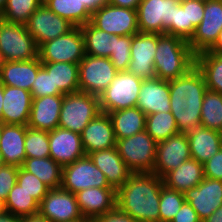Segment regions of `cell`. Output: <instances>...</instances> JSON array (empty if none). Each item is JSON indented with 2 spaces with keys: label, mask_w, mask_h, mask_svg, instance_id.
Wrapping results in <instances>:
<instances>
[{
  "label": "cell",
  "mask_w": 222,
  "mask_h": 222,
  "mask_svg": "<svg viewBox=\"0 0 222 222\" xmlns=\"http://www.w3.org/2000/svg\"><path fill=\"white\" fill-rule=\"evenodd\" d=\"M17 184L33 196L39 203L47 195L49 187L34 174L25 171L22 167L18 170Z\"/></svg>",
  "instance_id": "obj_43"
},
{
  "label": "cell",
  "mask_w": 222,
  "mask_h": 222,
  "mask_svg": "<svg viewBox=\"0 0 222 222\" xmlns=\"http://www.w3.org/2000/svg\"><path fill=\"white\" fill-rule=\"evenodd\" d=\"M117 73L109 58L85 54L78 64L79 90L99 97Z\"/></svg>",
  "instance_id": "obj_9"
},
{
  "label": "cell",
  "mask_w": 222,
  "mask_h": 222,
  "mask_svg": "<svg viewBox=\"0 0 222 222\" xmlns=\"http://www.w3.org/2000/svg\"><path fill=\"white\" fill-rule=\"evenodd\" d=\"M163 179L153 172L131 173L116 190V209L136 222H159Z\"/></svg>",
  "instance_id": "obj_1"
},
{
  "label": "cell",
  "mask_w": 222,
  "mask_h": 222,
  "mask_svg": "<svg viewBox=\"0 0 222 222\" xmlns=\"http://www.w3.org/2000/svg\"><path fill=\"white\" fill-rule=\"evenodd\" d=\"M39 214L51 222L87 220L79 210L76 195L61 187L49 189L39 203Z\"/></svg>",
  "instance_id": "obj_13"
},
{
  "label": "cell",
  "mask_w": 222,
  "mask_h": 222,
  "mask_svg": "<svg viewBox=\"0 0 222 222\" xmlns=\"http://www.w3.org/2000/svg\"><path fill=\"white\" fill-rule=\"evenodd\" d=\"M190 158L192 157L187 135L186 133H178L157 142L153 173L162 178L166 173L179 167Z\"/></svg>",
  "instance_id": "obj_17"
},
{
  "label": "cell",
  "mask_w": 222,
  "mask_h": 222,
  "mask_svg": "<svg viewBox=\"0 0 222 222\" xmlns=\"http://www.w3.org/2000/svg\"><path fill=\"white\" fill-rule=\"evenodd\" d=\"M1 64H2V60H1V58H0V71H1Z\"/></svg>",
  "instance_id": "obj_64"
},
{
  "label": "cell",
  "mask_w": 222,
  "mask_h": 222,
  "mask_svg": "<svg viewBox=\"0 0 222 222\" xmlns=\"http://www.w3.org/2000/svg\"><path fill=\"white\" fill-rule=\"evenodd\" d=\"M157 33H141L132 36L131 60L127 71L145 80L156 77L154 56Z\"/></svg>",
  "instance_id": "obj_16"
},
{
  "label": "cell",
  "mask_w": 222,
  "mask_h": 222,
  "mask_svg": "<svg viewBox=\"0 0 222 222\" xmlns=\"http://www.w3.org/2000/svg\"><path fill=\"white\" fill-rule=\"evenodd\" d=\"M27 125L3 124L0 156L3 164L21 167L26 159L25 137Z\"/></svg>",
  "instance_id": "obj_25"
},
{
  "label": "cell",
  "mask_w": 222,
  "mask_h": 222,
  "mask_svg": "<svg viewBox=\"0 0 222 222\" xmlns=\"http://www.w3.org/2000/svg\"><path fill=\"white\" fill-rule=\"evenodd\" d=\"M116 139H123L145 130L146 114L137 106L108 113Z\"/></svg>",
  "instance_id": "obj_30"
},
{
  "label": "cell",
  "mask_w": 222,
  "mask_h": 222,
  "mask_svg": "<svg viewBox=\"0 0 222 222\" xmlns=\"http://www.w3.org/2000/svg\"><path fill=\"white\" fill-rule=\"evenodd\" d=\"M222 30V0L204 2V16L188 44L195 54L207 51Z\"/></svg>",
  "instance_id": "obj_15"
},
{
  "label": "cell",
  "mask_w": 222,
  "mask_h": 222,
  "mask_svg": "<svg viewBox=\"0 0 222 222\" xmlns=\"http://www.w3.org/2000/svg\"><path fill=\"white\" fill-rule=\"evenodd\" d=\"M43 0H7L1 13L4 21L26 24Z\"/></svg>",
  "instance_id": "obj_39"
},
{
  "label": "cell",
  "mask_w": 222,
  "mask_h": 222,
  "mask_svg": "<svg viewBox=\"0 0 222 222\" xmlns=\"http://www.w3.org/2000/svg\"><path fill=\"white\" fill-rule=\"evenodd\" d=\"M85 56L81 27H74L67 34L47 41L38 47L41 62H66L79 64Z\"/></svg>",
  "instance_id": "obj_8"
},
{
  "label": "cell",
  "mask_w": 222,
  "mask_h": 222,
  "mask_svg": "<svg viewBox=\"0 0 222 222\" xmlns=\"http://www.w3.org/2000/svg\"><path fill=\"white\" fill-rule=\"evenodd\" d=\"M185 202L197 212L201 221L222 206V180L204 178L196 187L186 190Z\"/></svg>",
  "instance_id": "obj_18"
},
{
  "label": "cell",
  "mask_w": 222,
  "mask_h": 222,
  "mask_svg": "<svg viewBox=\"0 0 222 222\" xmlns=\"http://www.w3.org/2000/svg\"><path fill=\"white\" fill-rule=\"evenodd\" d=\"M107 2L113 6L137 10L141 0H107Z\"/></svg>",
  "instance_id": "obj_51"
},
{
  "label": "cell",
  "mask_w": 222,
  "mask_h": 222,
  "mask_svg": "<svg viewBox=\"0 0 222 222\" xmlns=\"http://www.w3.org/2000/svg\"><path fill=\"white\" fill-rule=\"evenodd\" d=\"M50 157L62 167L85 156L81 134L55 128L49 132Z\"/></svg>",
  "instance_id": "obj_19"
},
{
  "label": "cell",
  "mask_w": 222,
  "mask_h": 222,
  "mask_svg": "<svg viewBox=\"0 0 222 222\" xmlns=\"http://www.w3.org/2000/svg\"><path fill=\"white\" fill-rule=\"evenodd\" d=\"M26 158L50 157L49 132L27 126L24 141Z\"/></svg>",
  "instance_id": "obj_40"
},
{
  "label": "cell",
  "mask_w": 222,
  "mask_h": 222,
  "mask_svg": "<svg viewBox=\"0 0 222 222\" xmlns=\"http://www.w3.org/2000/svg\"><path fill=\"white\" fill-rule=\"evenodd\" d=\"M31 92L13 86L3 85V124L27 125L32 106Z\"/></svg>",
  "instance_id": "obj_22"
},
{
  "label": "cell",
  "mask_w": 222,
  "mask_h": 222,
  "mask_svg": "<svg viewBox=\"0 0 222 222\" xmlns=\"http://www.w3.org/2000/svg\"><path fill=\"white\" fill-rule=\"evenodd\" d=\"M92 12L106 2V0H79Z\"/></svg>",
  "instance_id": "obj_53"
},
{
  "label": "cell",
  "mask_w": 222,
  "mask_h": 222,
  "mask_svg": "<svg viewBox=\"0 0 222 222\" xmlns=\"http://www.w3.org/2000/svg\"><path fill=\"white\" fill-rule=\"evenodd\" d=\"M42 66L51 73L53 89H58L63 95L80 91L78 64L42 62Z\"/></svg>",
  "instance_id": "obj_31"
},
{
  "label": "cell",
  "mask_w": 222,
  "mask_h": 222,
  "mask_svg": "<svg viewBox=\"0 0 222 222\" xmlns=\"http://www.w3.org/2000/svg\"><path fill=\"white\" fill-rule=\"evenodd\" d=\"M79 210L89 221H94L116 209V190L114 188L92 187L75 193Z\"/></svg>",
  "instance_id": "obj_20"
},
{
  "label": "cell",
  "mask_w": 222,
  "mask_h": 222,
  "mask_svg": "<svg viewBox=\"0 0 222 222\" xmlns=\"http://www.w3.org/2000/svg\"><path fill=\"white\" fill-rule=\"evenodd\" d=\"M185 202L182 192L162 186L159 202V222H171Z\"/></svg>",
  "instance_id": "obj_41"
},
{
  "label": "cell",
  "mask_w": 222,
  "mask_h": 222,
  "mask_svg": "<svg viewBox=\"0 0 222 222\" xmlns=\"http://www.w3.org/2000/svg\"><path fill=\"white\" fill-rule=\"evenodd\" d=\"M2 106H3V85L0 83V122L2 119Z\"/></svg>",
  "instance_id": "obj_57"
},
{
  "label": "cell",
  "mask_w": 222,
  "mask_h": 222,
  "mask_svg": "<svg viewBox=\"0 0 222 222\" xmlns=\"http://www.w3.org/2000/svg\"><path fill=\"white\" fill-rule=\"evenodd\" d=\"M195 57L187 41L170 34L157 33L154 56L157 78L169 81L185 75L195 66Z\"/></svg>",
  "instance_id": "obj_3"
},
{
  "label": "cell",
  "mask_w": 222,
  "mask_h": 222,
  "mask_svg": "<svg viewBox=\"0 0 222 222\" xmlns=\"http://www.w3.org/2000/svg\"><path fill=\"white\" fill-rule=\"evenodd\" d=\"M145 131L160 142L179 133L175 118L171 112H158L146 116Z\"/></svg>",
  "instance_id": "obj_37"
},
{
  "label": "cell",
  "mask_w": 222,
  "mask_h": 222,
  "mask_svg": "<svg viewBox=\"0 0 222 222\" xmlns=\"http://www.w3.org/2000/svg\"><path fill=\"white\" fill-rule=\"evenodd\" d=\"M195 28L193 24H188L187 7H181V4H179L175 8L174 23L166 31V34L179 37L188 42L194 34Z\"/></svg>",
  "instance_id": "obj_44"
},
{
  "label": "cell",
  "mask_w": 222,
  "mask_h": 222,
  "mask_svg": "<svg viewBox=\"0 0 222 222\" xmlns=\"http://www.w3.org/2000/svg\"><path fill=\"white\" fill-rule=\"evenodd\" d=\"M43 3L52 12L67 19L75 27L90 22L92 12L79 0H43Z\"/></svg>",
  "instance_id": "obj_35"
},
{
  "label": "cell",
  "mask_w": 222,
  "mask_h": 222,
  "mask_svg": "<svg viewBox=\"0 0 222 222\" xmlns=\"http://www.w3.org/2000/svg\"><path fill=\"white\" fill-rule=\"evenodd\" d=\"M195 66L202 73L207 90L222 94V54L200 52L196 54Z\"/></svg>",
  "instance_id": "obj_32"
},
{
  "label": "cell",
  "mask_w": 222,
  "mask_h": 222,
  "mask_svg": "<svg viewBox=\"0 0 222 222\" xmlns=\"http://www.w3.org/2000/svg\"><path fill=\"white\" fill-rule=\"evenodd\" d=\"M85 155L116 147V137L108 113L101 112L81 132Z\"/></svg>",
  "instance_id": "obj_21"
},
{
  "label": "cell",
  "mask_w": 222,
  "mask_h": 222,
  "mask_svg": "<svg viewBox=\"0 0 222 222\" xmlns=\"http://www.w3.org/2000/svg\"><path fill=\"white\" fill-rule=\"evenodd\" d=\"M90 23L118 36H133L139 32L137 10L113 6L107 1L92 11Z\"/></svg>",
  "instance_id": "obj_10"
},
{
  "label": "cell",
  "mask_w": 222,
  "mask_h": 222,
  "mask_svg": "<svg viewBox=\"0 0 222 222\" xmlns=\"http://www.w3.org/2000/svg\"><path fill=\"white\" fill-rule=\"evenodd\" d=\"M1 134H2V122H0V139H1Z\"/></svg>",
  "instance_id": "obj_61"
},
{
  "label": "cell",
  "mask_w": 222,
  "mask_h": 222,
  "mask_svg": "<svg viewBox=\"0 0 222 222\" xmlns=\"http://www.w3.org/2000/svg\"><path fill=\"white\" fill-rule=\"evenodd\" d=\"M7 213L5 200L0 198V216Z\"/></svg>",
  "instance_id": "obj_58"
},
{
  "label": "cell",
  "mask_w": 222,
  "mask_h": 222,
  "mask_svg": "<svg viewBox=\"0 0 222 222\" xmlns=\"http://www.w3.org/2000/svg\"><path fill=\"white\" fill-rule=\"evenodd\" d=\"M116 140L119 155L132 173L153 172L157 142L145 130Z\"/></svg>",
  "instance_id": "obj_5"
},
{
  "label": "cell",
  "mask_w": 222,
  "mask_h": 222,
  "mask_svg": "<svg viewBox=\"0 0 222 222\" xmlns=\"http://www.w3.org/2000/svg\"><path fill=\"white\" fill-rule=\"evenodd\" d=\"M170 108L179 133L201 126V108L207 91L202 73L194 66L188 73L169 80Z\"/></svg>",
  "instance_id": "obj_2"
},
{
  "label": "cell",
  "mask_w": 222,
  "mask_h": 222,
  "mask_svg": "<svg viewBox=\"0 0 222 222\" xmlns=\"http://www.w3.org/2000/svg\"><path fill=\"white\" fill-rule=\"evenodd\" d=\"M70 222H91L89 220H74V221H70Z\"/></svg>",
  "instance_id": "obj_60"
},
{
  "label": "cell",
  "mask_w": 222,
  "mask_h": 222,
  "mask_svg": "<svg viewBox=\"0 0 222 222\" xmlns=\"http://www.w3.org/2000/svg\"><path fill=\"white\" fill-rule=\"evenodd\" d=\"M202 222H222V206L218 207L213 214Z\"/></svg>",
  "instance_id": "obj_54"
},
{
  "label": "cell",
  "mask_w": 222,
  "mask_h": 222,
  "mask_svg": "<svg viewBox=\"0 0 222 222\" xmlns=\"http://www.w3.org/2000/svg\"><path fill=\"white\" fill-rule=\"evenodd\" d=\"M30 92L32 98H40L49 95H63L58 89H53L51 73H48L43 66L39 68Z\"/></svg>",
  "instance_id": "obj_45"
},
{
  "label": "cell",
  "mask_w": 222,
  "mask_h": 222,
  "mask_svg": "<svg viewBox=\"0 0 222 222\" xmlns=\"http://www.w3.org/2000/svg\"><path fill=\"white\" fill-rule=\"evenodd\" d=\"M201 126L222 131V94L207 90L201 108Z\"/></svg>",
  "instance_id": "obj_38"
},
{
  "label": "cell",
  "mask_w": 222,
  "mask_h": 222,
  "mask_svg": "<svg viewBox=\"0 0 222 222\" xmlns=\"http://www.w3.org/2000/svg\"><path fill=\"white\" fill-rule=\"evenodd\" d=\"M180 0H141L137 7L141 33L164 34L174 23L175 8Z\"/></svg>",
  "instance_id": "obj_11"
},
{
  "label": "cell",
  "mask_w": 222,
  "mask_h": 222,
  "mask_svg": "<svg viewBox=\"0 0 222 222\" xmlns=\"http://www.w3.org/2000/svg\"><path fill=\"white\" fill-rule=\"evenodd\" d=\"M21 167L38 177L50 189L61 187L63 167L51 157L26 158Z\"/></svg>",
  "instance_id": "obj_33"
},
{
  "label": "cell",
  "mask_w": 222,
  "mask_h": 222,
  "mask_svg": "<svg viewBox=\"0 0 222 222\" xmlns=\"http://www.w3.org/2000/svg\"><path fill=\"white\" fill-rule=\"evenodd\" d=\"M80 27L84 37L85 54L109 58L114 46V34L104 32L90 22Z\"/></svg>",
  "instance_id": "obj_34"
},
{
  "label": "cell",
  "mask_w": 222,
  "mask_h": 222,
  "mask_svg": "<svg viewBox=\"0 0 222 222\" xmlns=\"http://www.w3.org/2000/svg\"><path fill=\"white\" fill-rule=\"evenodd\" d=\"M0 222H22V218L6 213L0 216Z\"/></svg>",
  "instance_id": "obj_56"
},
{
  "label": "cell",
  "mask_w": 222,
  "mask_h": 222,
  "mask_svg": "<svg viewBox=\"0 0 222 222\" xmlns=\"http://www.w3.org/2000/svg\"><path fill=\"white\" fill-rule=\"evenodd\" d=\"M181 7H187L188 24L197 27L204 16V1L180 0Z\"/></svg>",
  "instance_id": "obj_47"
},
{
  "label": "cell",
  "mask_w": 222,
  "mask_h": 222,
  "mask_svg": "<svg viewBox=\"0 0 222 222\" xmlns=\"http://www.w3.org/2000/svg\"><path fill=\"white\" fill-rule=\"evenodd\" d=\"M204 178V165L193 158L184 161L162 177L164 186L182 193L196 187Z\"/></svg>",
  "instance_id": "obj_29"
},
{
  "label": "cell",
  "mask_w": 222,
  "mask_h": 222,
  "mask_svg": "<svg viewBox=\"0 0 222 222\" xmlns=\"http://www.w3.org/2000/svg\"><path fill=\"white\" fill-rule=\"evenodd\" d=\"M42 62L39 58L29 61H3L0 71V83L2 85L18 87L31 91Z\"/></svg>",
  "instance_id": "obj_27"
},
{
  "label": "cell",
  "mask_w": 222,
  "mask_h": 222,
  "mask_svg": "<svg viewBox=\"0 0 222 222\" xmlns=\"http://www.w3.org/2000/svg\"><path fill=\"white\" fill-rule=\"evenodd\" d=\"M92 187L112 188L88 155L63 167L61 188L75 194Z\"/></svg>",
  "instance_id": "obj_12"
},
{
  "label": "cell",
  "mask_w": 222,
  "mask_h": 222,
  "mask_svg": "<svg viewBox=\"0 0 222 222\" xmlns=\"http://www.w3.org/2000/svg\"><path fill=\"white\" fill-rule=\"evenodd\" d=\"M93 222H136L129 215L121 213L118 209L98 217Z\"/></svg>",
  "instance_id": "obj_50"
},
{
  "label": "cell",
  "mask_w": 222,
  "mask_h": 222,
  "mask_svg": "<svg viewBox=\"0 0 222 222\" xmlns=\"http://www.w3.org/2000/svg\"><path fill=\"white\" fill-rule=\"evenodd\" d=\"M171 222H202L192 206L184 202Z\"/></svg>",
  "instance_id": "obj_49"
},
{
  "label": "cell",
  "mask_w": 222,
  "mask_h": 222,
  "mask_svg": "<svg viewBox=\"0 0 222 222\" xmlns=\"http://www.w3.org/2000/svg\"><path fill=\"white\" fill-rule=\"evenodd\" d=\"M3 165L2 160H1V156H0V167Z\"/></svg>",
  "instance_id": "obj_62"
},
{
  "label": "cell",
  "mask_w": 222,
  "mask_h": 222,
  "mask_svg": "<svg viewBox=\"0 0 222 222\" xmlns=\"http://www.w3.org/2000/svg\"><path fill=\"white\" fill-rule=\"evenodd\" d=\"M137 107L146 116L158 112H171L169 81L157 77L143 80Z\"/></svg>",
  "instance_id": "obj_23"
},
{
  "label": "cell",
  "mask_w": 222,
  "mask_h": 222,
  "mask_svg": "<svg viewBox=\"0 0 222 222\" xmlns=\"http://www.w3.org/2000/svg\"><path fill=\"white\" fill-rule=\"evenodd\" d=\"M7 0H0V13H2Z\"/></svg>",
  "instance_id": "obj_59"
},
{
  "label": "cell",
  "mask_w": 222,
  "mask_h": 222,
  "mask_svg": "<svg viewBox=\"0 0 222 222\" xmlns=\"http://www.w3.org/2000/svg\"><path fill=\"white\" fill-rule=\"evenodd\" d=\"M96 167L104 173L109 185L117 190L130 177L131 171L122 160L116 147L88 154Z\"/></svg>",
  "instance_id": "obj_26"
},
{
  "label": "cell",
  "mask_w": 222,
  "mask_h": 222,
  "mask_svg": "<svg viewBox=\"0 0 222 222\" xmlns=\"http://www.w3.org/2000/svg\"><path fill=\"white\" fill-rule=\"evenodd\" d=\"M25 26L38 47L67 34L75 27L67 19L52 12L44 3L29 17Z\"/></svg>",
  "instance_id": "obj_14"
},
{
  "label": "cell",
  "mask_w": 222,
  "mask_h": 222,
  "mask_svg": "<svg viewBox=\"0 0 222 222\" xmlns=\"http://www.w3.org/2000/svg\"><path fill=\"white\" fill-rule=\"evenodd\" d=\"M7 213L24 218L39 213V202L17 183L5 200Z\"/></svg>",
  "instance_id": "obj_36"
},
{
  "label": "cell",
  "mask_w": 222,
  "mask_h": 222,
  "mask_svg": "<svg viewBox=\"0 0 222 222\" xmlns=\"http://www.w3.org/2000/svg\"><path fill=\"white\" fill-rule=\"evenodd\" d=\"M143 79L128 71H118L110 85L99 96L100 110L110 113L137 106Z\"/></svg>",
  "instance_id": "obj_7"
},
{
  "label": "cell",
  "mask_w": 222,
  "mask_h": 222,
  "mask_svg": "<svg viewBox=\"0 0 222 222\" xmlns=\"http://www.w3.org/2000/svg\"><path fill=\"white\" fill-rule=\"evenodd\" d=\"M22 222H51L45 217L41 216L39 213L22 218Z\"/></svg>",
  "instance_id": "obj_55"
},
{
  "label": "cell",
  "mask_w": 222,
  "mask_h": 222,
  "mask_svg": "<svg viewBox=\"0 0 222 222\" xmlns=\"http://www.w3.org/2000/svg\"><path fill=\"white\" fill-rule=\"evenodd\" d=\"M207 52L222 54V30L219 32L215 43L207 50Z\"/></svg>",
  "instance_id": "obj_52"
},
{
  "label": "cell",
  "mask_w": 222,
  "mask_h": 222,
  "mask_svg": "<svg viewBox=\"0 0 222 222\" xmlns=\"http://www.w3.org/2000/svg\"><path fill=\"white\" fill-rule=\"evenodd\" d=\"M2 20H3V18H2V15H1V13H0V23H1Z\"/></svg>",
  "instance_id": "obj_63"
},
{
  "label": "cell",
  "mask_w": 222,
  "mask_h": 222,
  "mask_svg": "<svg viewBox=\"0 0 222 222\" xmlns=\"http://www.w3.org/2000/svg\"><path fill=\"white\" fill-rule=\"evenodd\" d=\"M63 95L33 98L27 126L50 132L58 127Z\"/></svg>",
  "instance_id": "obj_24"
},
{
  "label": "cell",
  "mask_w": 222,
  "mask_h": 222,
  "mask_svg": "<svg viewBox=\"0 0 222 222\" xmlns=\"http://www.w3.org/2000/svg\"><path fill=\"white\" fill-rule=\"evenodd\" d=\"M19 167L3 164L0 167V198L6 200L8 193L17 183Z\"/></svg>",
  "instance_id": "obj_46"
},
{
  "label": "cell",
  "mask_w": 222,
  "mask_h": 222,
  "mask_svg": "<svg viewBox=\"0 0 222 222\" xmlns=\"http://www.w3.org/2000/svg\"><path fill=\"white\" fill-rule=\"evenodd\" d=\"M191 157L204 164L222 148L221 132L200 126L186 133Z\"/></svg>",
  "instance_id": "obj_28"
},
{
  "label": "cell",
  "mask_w": 222,
  "mask_h": 222,
  "mask_svg": "<svg viewBox=\"0 0 222 222\" xmlns=\"http://www.w3.org/2000/svg\"><path fill=\"white\" fill-rule=\"evenodd\" d=\"M99 113V97L81 91L65 94L58 127L81 134Z\"/></svg>",
  "instance_id": "obj_4"
},
{
  "label": "cell",
  "mask_w": 222,
  "mask_h": 222,
  "mask_svg": "<svg viewBox=\"0 0 222 222\" xmlns=\"http://www.w3.org/2000/svg\"><path fill=\"white\" fill-rule=\"evenodd\" d=\"M131 43L132 36L114 35V46L109 59L117 71H127L131 60Z\"/></svg>",
  "instance_id": "obj_42"
},
{
  "label": "cell",
  "mask_w": 222,
  "mask_h": 222,
  "mask_svg": "<svg viewBox=\"0 0 222 222\" xmlns=\"http://www.w3.org/2000/svg\"><path fill=\"white\" fill-rule=\"evenodd\" d=\"M203 165L206 178L222 180V148Z\"/></svg>",
  "instance_id": "obj_48"
},
{
  "label": "cell",
  "mask_w": 222,
  "mask_h": 222,
  "mask_svg": "<svg viewBox=\"0 0 222 222\" xmlns=\"http://www.w3.org/2000/svg\"><path fill=\"white\" fill-rule=\"evenodd\" d=\"M38 57V46L24 24L2 20L0 58L3 61H29Z\"/></svg>",
  "instance_id": "obj_6"
}]
</instances>
